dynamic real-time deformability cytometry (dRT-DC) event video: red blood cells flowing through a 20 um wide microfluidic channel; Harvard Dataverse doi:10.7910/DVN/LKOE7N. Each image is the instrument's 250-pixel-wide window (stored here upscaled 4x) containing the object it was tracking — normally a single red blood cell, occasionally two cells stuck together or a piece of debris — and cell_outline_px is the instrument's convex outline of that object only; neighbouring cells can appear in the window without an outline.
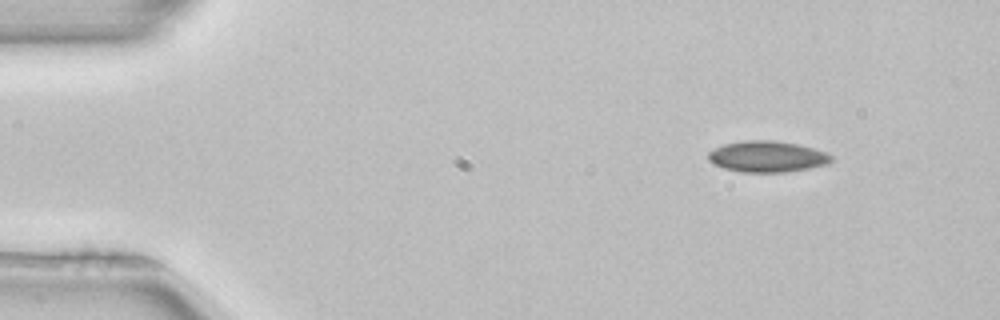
{"species": "common noctule bat (a hibernating species)", "species_latin": "Nyctalus noctula", "temperature_condition": "room temperature", "stored_images_in_passage": 47, "camera_frame_rate_fps": 3000, "um_per_image_px": 0.085, "animal": {"sex": "female", "body_mass_g": 22.7, "forearm_length_mm": 54.2}, "frame": {"image": 1, "passage_image": 1, "time_ms": 0.0, "image_size_px": [1000, 320], "cell_outline_px": [[832, 160], [828, 164], [808, 168], [784, 172], [740, 172], [724, 168], [712, 164], [708, 160], [708, 152], [724, 144], [744, 140], [772, 140], [796, 144], [812, 148], [824, 152], [832, 156]], "centroid_in_image_um": [65.17, 13.31], "position_along_channel_um": 19.8, "area_um2": 22.2}}
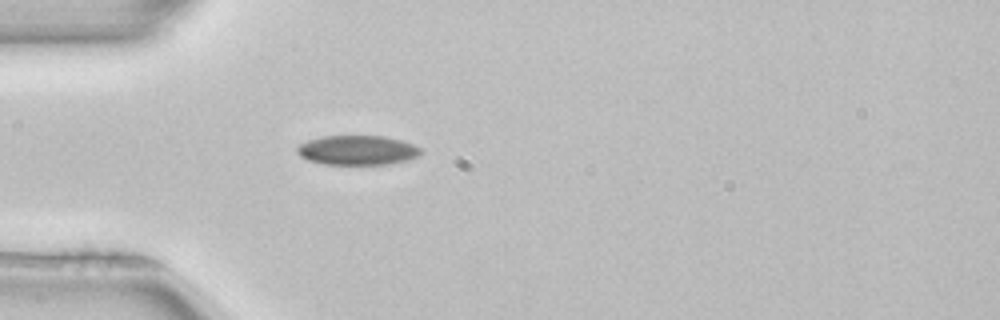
{"frame": {"image": 2, "passage_image": 10, "time_ms": 3.0, "image_size_px": [1000, 320], "cell_outline_px": [[420, 152], [416, 156], [404, 160], [388, 164], [324, 164], [308, 160], [300, 156], [296, 152], [296, 148], [300, 144], [308, 140], [320, 136], [384, 136], [400, 140], [412, 144], [420, 148]], "centroid_in_image_um": [30.31, 12.76], "position_along_channel_um": 54.7, "area_um2": 21.04}}
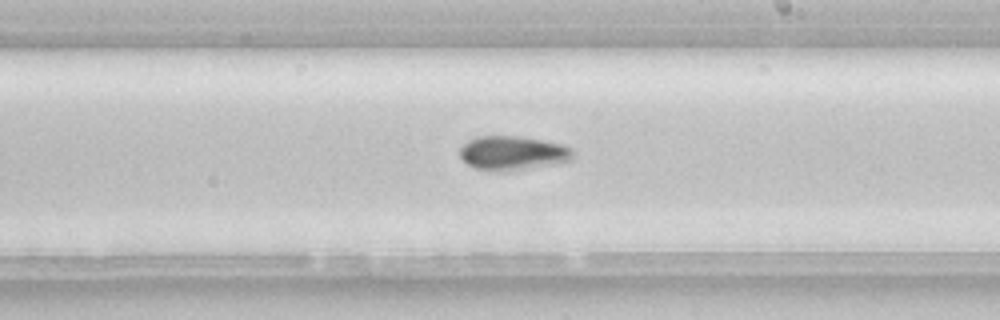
{"frame": {"image": 3, "passage_image": 25, "time_ms": 8.0, "image_size_px": [1000, 320], "cell_outline_px": [[576, 156], [572, 160], [556, 164], [496, 172], [476, 168], [468, 164], [460, 156], [460, 148], [468, 140], [476, 136], [516, 136], [540, 140], [560, 144], [572, 148]], "centroid_in_image_um": [43.6, 13.01], "position_along_channel_um": 245.4, "area_um2": 22.43}, "authors_computed_cell_mechanics": {"area_um2": 21.4438, "velocity_mm_per_s": 3.9611, "shape_relaxation_time_tau1_ms": 6.4756, "shape_relaxation_time_tau2_ms": null, "deformation_change_tau1": 0.075, "deformation_change_tau2": null}}